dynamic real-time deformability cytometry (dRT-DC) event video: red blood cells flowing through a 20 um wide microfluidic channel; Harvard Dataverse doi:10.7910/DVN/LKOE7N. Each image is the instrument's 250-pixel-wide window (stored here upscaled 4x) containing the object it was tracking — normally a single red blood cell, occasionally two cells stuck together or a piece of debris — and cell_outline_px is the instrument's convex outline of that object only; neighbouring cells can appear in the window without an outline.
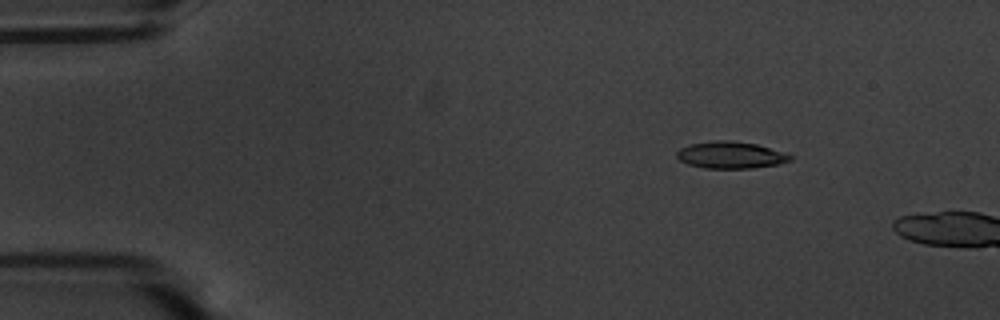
{"species": "common noctule bat (a hibernating species)", "species_latin": "Nyctalus noctula", "temperature_condition": "warm", "stored_images_in_passage": 5, "camera_frame_rate_fps": 3000, "um_per_image_px": 0.085, "animal": {"sex": "male", "body_mass_g": 20.1, "forearm_length_mm": 53.5}, "frame": {"image": 1, "passage_image": 2, "time_ms": 0.333, "image_size_px": [1000, 320], "cell_outline_px": [[792, 160], [776, 164], [752, 168], [704, 168], [688, 164], [680, 160], [676, 156], [676, 152], [680, 148], [688, 144], [716, 140], [732, 140], [756, 144], [784, 152], [792, 156]], "centroid_in_image_um": [62.07, 13.17], "position_along_channel_um": 22.9, "area_um2": 17.74}}